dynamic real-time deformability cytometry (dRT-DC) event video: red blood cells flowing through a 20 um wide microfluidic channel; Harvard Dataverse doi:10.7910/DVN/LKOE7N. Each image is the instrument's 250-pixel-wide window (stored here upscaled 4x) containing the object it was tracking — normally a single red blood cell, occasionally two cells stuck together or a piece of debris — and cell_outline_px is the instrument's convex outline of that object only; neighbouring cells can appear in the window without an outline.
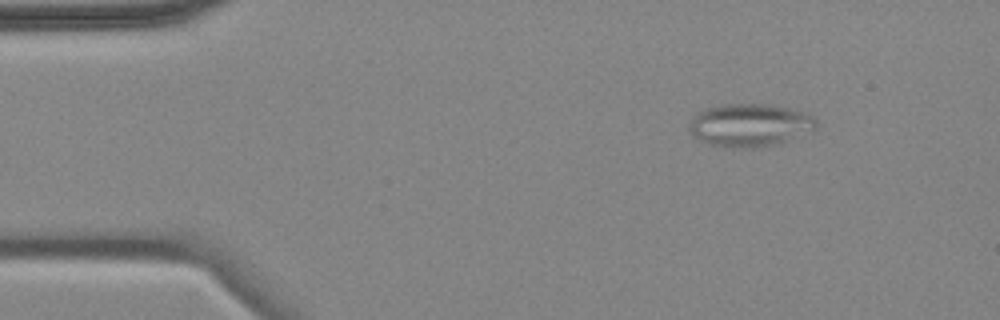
{"species": "common noctule bat (a hibernating species)", "species_latin": "Nyctalus noctula", "temperature_condition": "cold", "stored_images_in_passage": 4, "segment_of_instrument_passage": [2, 2], "camera_frame_rate_fps": 3000, "um_per_image_px": 0.085, "animal": {"sex": "female", "body_mass_g": 18.4}, "frame": {"image": 1, "passage_image": 4, "time_ms": 4.0, "image_size_px": [1000, 320], "cell_outline_px": [[816, 128], [812, 132], [776, 144], [740, 148], [732, 148], [708, 144], [692, 136], [688, 132], [688, 128], [692, 116], [696, 112], [704, 108], [720, 104], [768, 104], [788, 108], [804, 112], [812, 116], [816, 120]], "centroid_in_image_um": [63.68, 10.63], "position_along_channel_um": 21.3, "area_um2": 32.02}}